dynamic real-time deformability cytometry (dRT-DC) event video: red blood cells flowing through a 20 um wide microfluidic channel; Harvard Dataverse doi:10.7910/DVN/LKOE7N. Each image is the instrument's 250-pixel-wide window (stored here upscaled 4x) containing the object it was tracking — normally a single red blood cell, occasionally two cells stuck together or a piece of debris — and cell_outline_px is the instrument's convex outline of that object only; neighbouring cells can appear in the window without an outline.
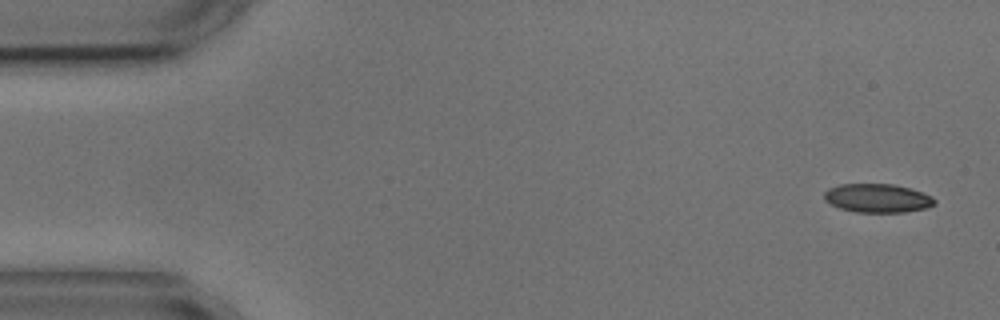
{"species": "common noctule bat (a hibernating species)", "species_latin": "Nyctalus noctula", "temperature_condition": "cold", "stored_images_in_passage": 3, "camera_frame_rate_fps": 3000, "um_per_image_px": 0.085, "animal": {"sex": "male", "body_mass_g": 17.9, "forearm_length_mm": 54.2}, "frame": {"image": 1, "passage_image": 1, "time_ms": 0.0, "image_size_px": [1000, 320], "cell_outline_px": [[936, 204], [924, 208], [904, 212], [856, 212], [840, 208], [824, 200], [824, 192], [828, 188], [840, 184], [892, 184], [912, 188], [932, 196], [936, 200]], "centroid_in_image_um": [74.59, 16.83], "position_along_channel_um": 10.4, "area_um2": 18.5}}